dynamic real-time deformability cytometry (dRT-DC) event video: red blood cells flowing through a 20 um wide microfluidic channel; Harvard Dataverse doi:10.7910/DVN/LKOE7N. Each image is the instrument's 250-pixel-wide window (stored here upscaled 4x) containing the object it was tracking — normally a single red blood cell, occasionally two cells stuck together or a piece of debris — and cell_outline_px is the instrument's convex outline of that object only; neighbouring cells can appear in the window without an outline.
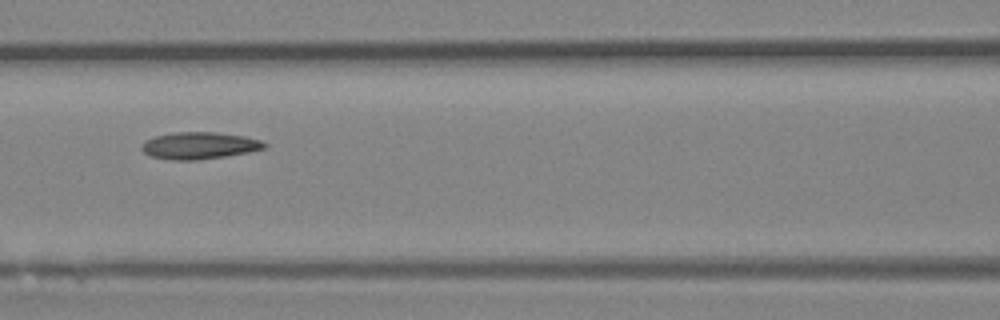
{"species": "Egyptian fruit bat (a non-hibernating species)", "species_latin": "Rousettus aegyptiacus", "temperature_condition": "room temperature", "stored_images_in_passage": 7, "camera_frame_rate_fps": 3000, "um_per_image_px": 0.085, "animal": {"sex": "female"}, "frame": {"image": 1, "passage_image": 7, "time_ms": 2.0, "image_size_px": [1000, 320], "cell_outline_px": [[268, 144], [264, 148], [248, 152], [224, 156], [196, 160], [172, 160], [152, 156], [144, 152], [140, 148], [144, 140], [156, 136], [172, 132], [216, 132], [244, 136], [260, 140]], "centroid_in_image_um": [16.92, 12.36], "position_along_channel_um": 149.7, "area_um2": 19.19}}